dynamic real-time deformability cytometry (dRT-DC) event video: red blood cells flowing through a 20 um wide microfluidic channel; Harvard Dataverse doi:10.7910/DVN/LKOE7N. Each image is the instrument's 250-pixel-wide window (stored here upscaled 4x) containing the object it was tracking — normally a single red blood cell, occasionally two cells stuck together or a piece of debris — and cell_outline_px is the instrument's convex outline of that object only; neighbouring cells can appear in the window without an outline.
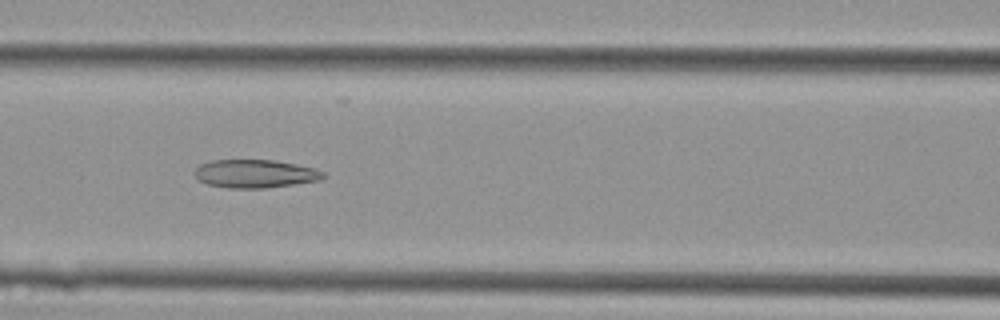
{"species": "Egyptian fruit bat (a non-hibernating species)", "species_latin": "Rousettus aegyptiacus", "temperature_condition": "cold", "stored_images_in_passage": 36, "camera_frame_rate_fps": 3000, "um_per_image_px": 0.085, "animal": {"sex": "female"}, "frame": {"image": 1, "passage_image": 14, "time_ms": 4.333, "image_size_px": [1000, 320], "cell_outline_px": [[324, 176], [320, 180], [296, 184], [264, 188], [228, 188], [208, 184], [200, 180], [196, 176], [196, 168], [200, 164], [212, 160], [272, 160], [296, 164], [316, 168], [324, 172]], "centroid_in_image_um": [21.72, 14.76], "position_along_channel_um": 144.9, "area_um2": 21.04}}
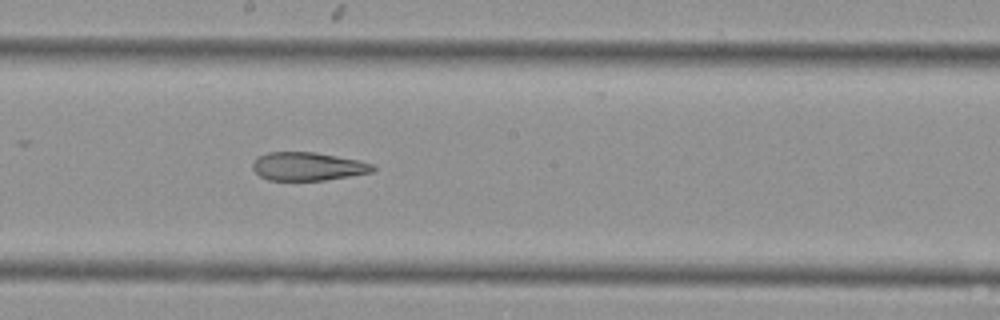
{"frame": {"image": 2, "passage_image": 19, "time_ms": 6.0, "image_size_px": [1000, 320], "cell_outline_px": [[376, 168], [372, 172], [324, 180], [268, 180], [260, 176], [252, 168], [252, 164], [260, 156], [268, 152], [316, 152], [360, 160], [372, 164]], "centroid_in_image_um": [26.18, 14.14], "position_along_channel_um": 222.0, "area_um2": 19.71}}
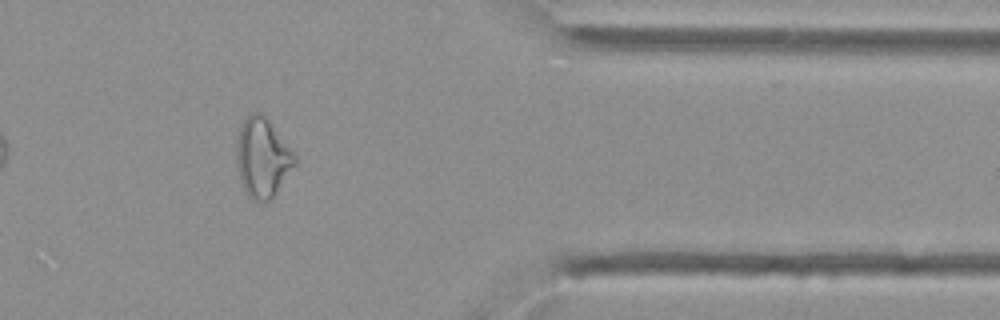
{"frame": {"image": 3, "passage_image": 31, "time_ms": 10.0, "image_size_px": [1000, 320], "cell_outline_px": [[296, 164], [276, 192], [268, 200], [252, 200], [248, 196], [244, 188], [240, 176], [236, 160], [236, 144], [240, 128], [244, 120], [248, 116], [256, 112], [260, 112], [264, 116], [296, 156]], "centroid_in_image_um": [22.3, 13.41], "position_along_channel_um": 389.1, "area_um2": 26.07}}